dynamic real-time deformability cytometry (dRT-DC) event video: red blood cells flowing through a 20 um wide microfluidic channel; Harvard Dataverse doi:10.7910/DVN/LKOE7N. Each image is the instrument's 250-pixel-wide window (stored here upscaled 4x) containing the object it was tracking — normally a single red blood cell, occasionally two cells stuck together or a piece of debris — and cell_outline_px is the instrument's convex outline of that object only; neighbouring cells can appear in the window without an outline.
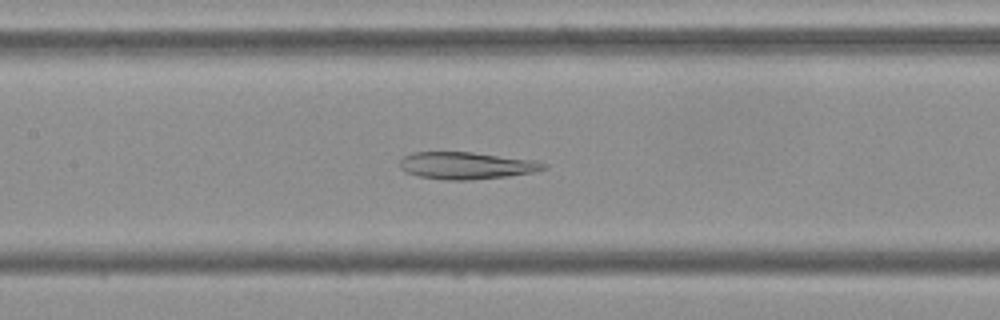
{"species": "Egyptian fruit bat (a non-hibernating species)", "species_latin": "Rousettus aegyptiacus", "temperature_condition": "cold", "stored_images_in_passage": 52, "camera_frame_rate_fps": 3000, "um_per_image_px": 0.085, "frame": {"image": 1, "passage_image": 24, "time_ms": 7.667, "image_size_px": [1000, 320], "cell_outline_px": [[548, 168], [532, 172], [508, 176], [472, 180], [444, 180], [420, 176], [404, 172], [400, 168], [400, 160], [404, 156], [412, 152], [472, 152], [536, 160], [548, 164]], "centroid_in_image_um": [39.65, 14.07], "position_along_channel_um": 167.7, "area_um2": 22.89}}
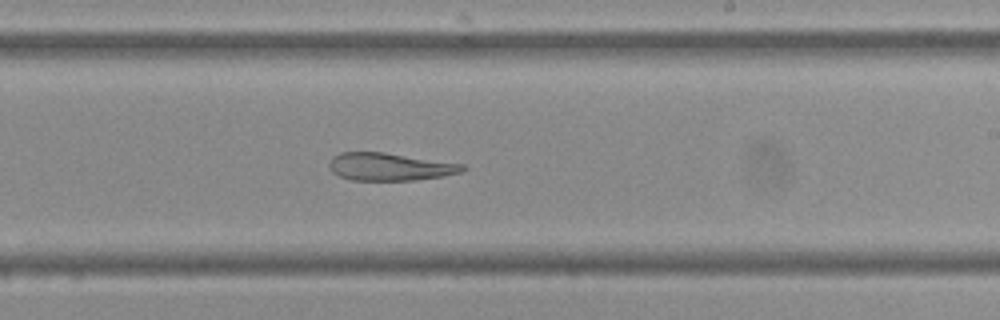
{"frame": {"image": 2, "passage_image": 31, "time_ms": 10.0, "image_size_px": [1000, 320], "cell_outline_px": [[468, 168], [460, 172], [444, 176], [416, 180], [352, 180], [340, 176], [332, 172], [328, 168], [328, 164], [332, 156], [340, 152], [384, 152], [464, 164]], "centroid_in_image_um": [33.12, 14.17], "position_along_channel_um": 255.9, "area_um2": 21.62}}
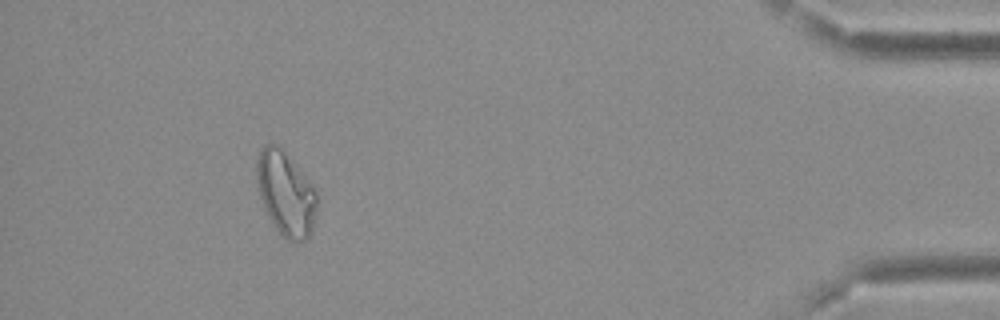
{"frame": {"image": 3, "passage_image": 48, "time_ms": 15.667, "image_size_px": [1000, 320], "cell_outline_px": [[316, 212], [312, 232], [304, 240], [284, 240], [276, 228], [264, 208], [260, 196], [256, 180], [256, 160], [260, 148], [264, 144], [276, 144], [292, 160], [308, 180], [316, 192]], "centroid_in_image_um": [24.26, 16.45], "position_along_channel_um": 410.9, "area_um2": 29.3}}